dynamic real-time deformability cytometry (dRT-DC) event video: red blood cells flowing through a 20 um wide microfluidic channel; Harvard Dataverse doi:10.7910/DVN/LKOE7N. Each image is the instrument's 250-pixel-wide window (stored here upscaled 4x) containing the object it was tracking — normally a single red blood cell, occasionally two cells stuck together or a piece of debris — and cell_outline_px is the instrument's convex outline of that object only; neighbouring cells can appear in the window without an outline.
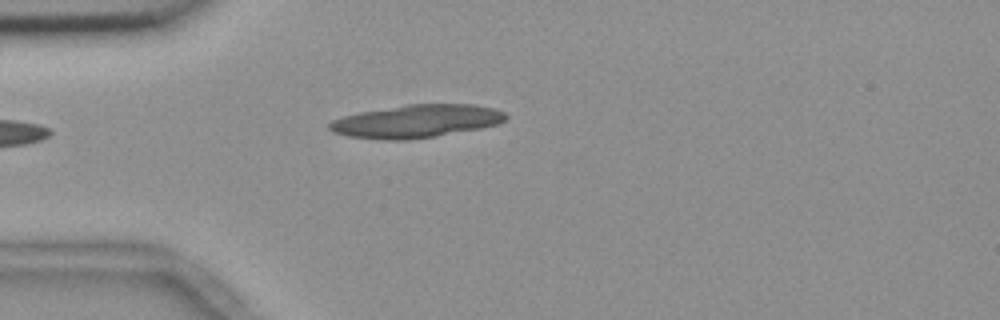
{"species": "common noctule bat (a hibernating species)", "species_latin": "Nyctalus noctula", "temperature_condition": "room temperature", "stored_images_in_passage": 37, "camera_frame_rate_fps": 3000, "um_per_image_px": 0.085, "animal": {"sex": "female", "body_mass_g": 18.4}, "frame": {"image": 1, "passage_image": 2, "time_ms": 0.333, "image_size_px": [1000, 320], "cell_outline_px": [[508, 116], [500, 124], [480, 128], [436, 136], [408, 140], [380, 140], [348, 136], [332, 132], [328, 128], [328, 124], [332, 120], [344, 116], [360, 112], [408, 104], [472, 104], [492, 108], [504, 112]], "centroid_in_image_um": [35.38, 10.31], "position_along_channel_um": 49.6, "area_um2": 33.87}}